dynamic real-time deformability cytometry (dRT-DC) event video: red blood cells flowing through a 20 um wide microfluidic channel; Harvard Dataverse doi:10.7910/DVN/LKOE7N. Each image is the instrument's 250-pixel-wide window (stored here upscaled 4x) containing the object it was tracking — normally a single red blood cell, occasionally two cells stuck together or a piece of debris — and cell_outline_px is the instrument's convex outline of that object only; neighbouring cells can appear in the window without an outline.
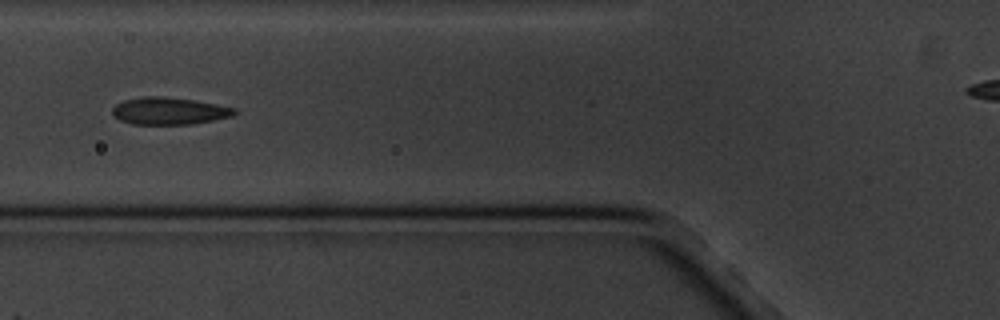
{"species": "common noctule bat (a hibernating species)", "species_latin": "Nyctalus noctula", "temperature_condition": "cold", "stored_images_in_passage": 12, "camera_frame_rate_fps": 3000, "um_per_image_px": 0.085, "animal": {"sex": "male", "body_mass_g": 20.1, "forearm_length_mm": 53.5}, "frame": {"image": 1, "passage_image": 7, "time_ms": 7.0, "image_size_px": [1000, 320], "cell_outline_px": [[240, 112], [232, 116], [192, 124], [132, 124], [120, 120], [112, 112], [112, 108], [116, 104], [124, 100], [144, 96], [164, 96], [192, 100], [216, 104], [236, 108]], "centroid_in_image_um": [14.4, 9.43], "position_along_channel_um": 111.4, "area_um2": 19.31}}
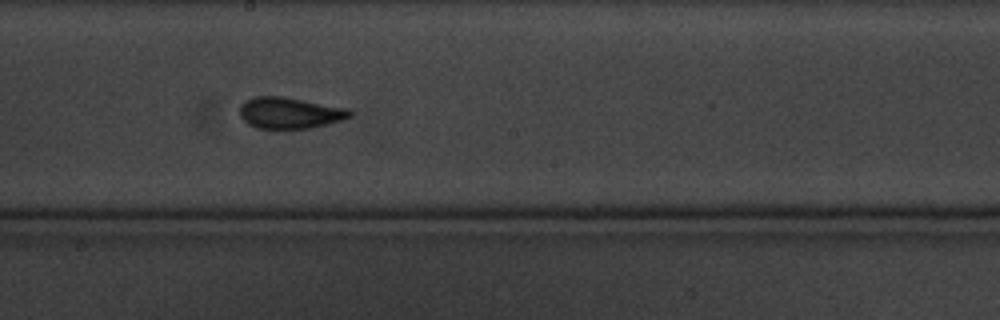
{"frame": {"image": 2, "passage_image": 10, "time_ms": 10.333, "image_size_px": [1000, 320], "cell_outline_px": [[352, 116], [328, 124], [308, 128], [256, 128], [248, 124], [240, 116], [240, 104], [256, 96], [284, 96], [348, 108], [352, 112]], "centroid_in_image_um": [24.63, 9.59], "position_along_channel_um": 223.6, "area_um2": 20.0}}
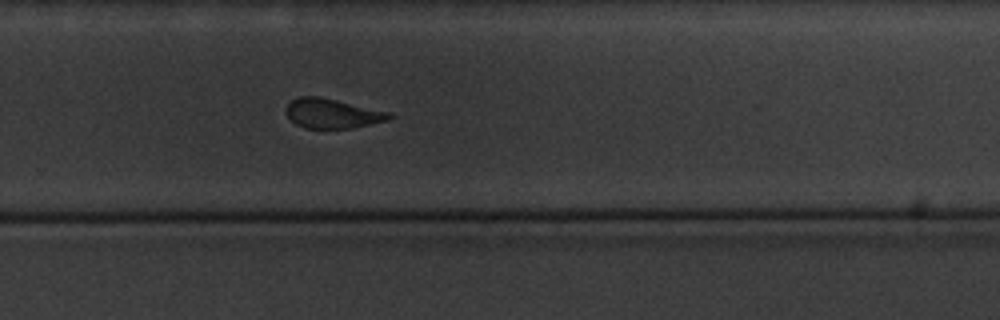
{"frame": {"image": 3, "passage_image": 12, "time_ms": 12.667, "image_size_px": [1000, 320], "cell_outline_px": [[392, 116], [388, 120], [352, 128], [304, 128], [296, 124], [284, 112], [284, 108], [292, 100], [300, 96], [320, 96], [392, 112]], "centroid_in_image_um": [28.24, 9.63], "position_along_channel_um": 301.6, "area_um2": 17.92}}